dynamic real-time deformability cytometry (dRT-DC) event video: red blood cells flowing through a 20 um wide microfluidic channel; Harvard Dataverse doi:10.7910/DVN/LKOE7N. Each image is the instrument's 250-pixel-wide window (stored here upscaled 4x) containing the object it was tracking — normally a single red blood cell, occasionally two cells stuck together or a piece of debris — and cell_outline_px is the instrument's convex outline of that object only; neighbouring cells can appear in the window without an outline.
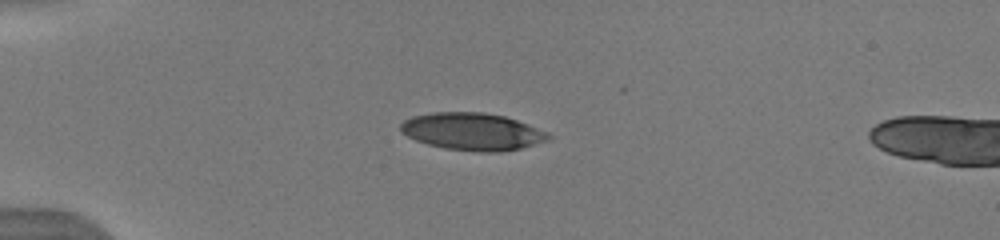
{"species": "human", "species_latin": "Homo sapiens", "temperature_condition": "warm", "stored_images_in_passage": 39, "camera_frame_rate_fps": 3000, "um_per_image_px": 0.085, "donor": {"sex": "male"}, "frame": {"image": 1, "passage_image": 1, "time_ms": 0.0, "image_size_px": [1000, 240], "cell_outline_px": [[552, 136], [548, 140], [520, 148], [500, 152], [480, 152], [444, 148], [428, 144], [416, 140], [400, 132], [400, 124], [404, 120], [412, 116], [432, 112], [484, 112], [504, 116], [528, 124], [548, 132]], "centroid_in_image_um": [40.14, 11.18], "position_along_channel_um": 44.9, "area_um2": 32.14}}
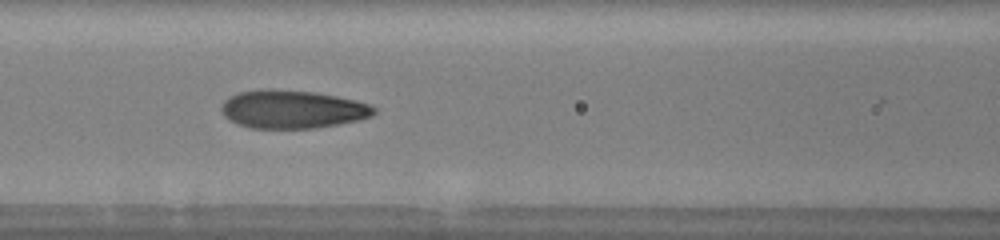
{"frame": {"image": 2, "passage_image": 11, "time_ms": 3.333, "image_size_px": [1000, 240], "cell_outline_px": [[376, 112], [372, 116], [360, 120], [316, 128], [252, 128], [228, 120], [224, 116], [220, 108], [224, 100], [228, 96], [240, 92], [264, 88], [268, 88], [312, 92], [336, 96], [356, 100], [368, 104], [376, 108]], "centroid_in_image_um": [24.84, 9.28], "position_along_channel_um": 141.8, "area_um2": 34.1}}
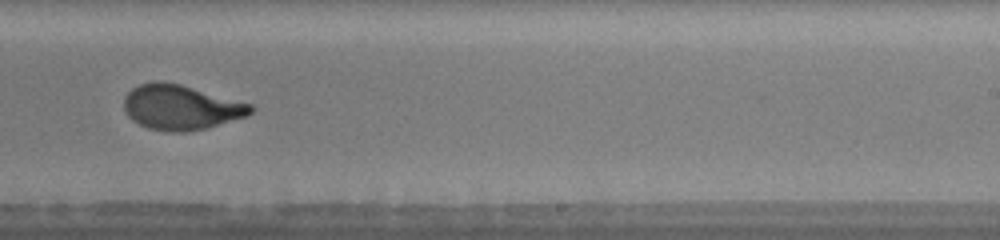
{"frame": {"image": 3, "passage_image": 21, "time_ms": 6.667, "image_size_px": [1000, 240], "cell_outline_px": [[256, 108], [248, 116], [204, 128], [184, 132], [172, 132], [148, 128], [132, 120], [128, 116], [124, 108], [124, 96], [132, 88], [140, 84], [152, 80], [164, 80], [180, 84], [252, 104]], "centroid_in_image_um": [15.36, 9.1], "position_along_channel_um": 273.6, "area_um2": 33.23}, "authors_computed_cell_mechanics": {"area_um2": 33.235, "velocity_mm_per_s": 3.9639, "shape_relaxation_time_tau1_ms": 5.1417, "shape_relaxation_time_tau2_ms": null, "deformation_change_tau1": 0.2279, "deformation_change_tau2": null}}